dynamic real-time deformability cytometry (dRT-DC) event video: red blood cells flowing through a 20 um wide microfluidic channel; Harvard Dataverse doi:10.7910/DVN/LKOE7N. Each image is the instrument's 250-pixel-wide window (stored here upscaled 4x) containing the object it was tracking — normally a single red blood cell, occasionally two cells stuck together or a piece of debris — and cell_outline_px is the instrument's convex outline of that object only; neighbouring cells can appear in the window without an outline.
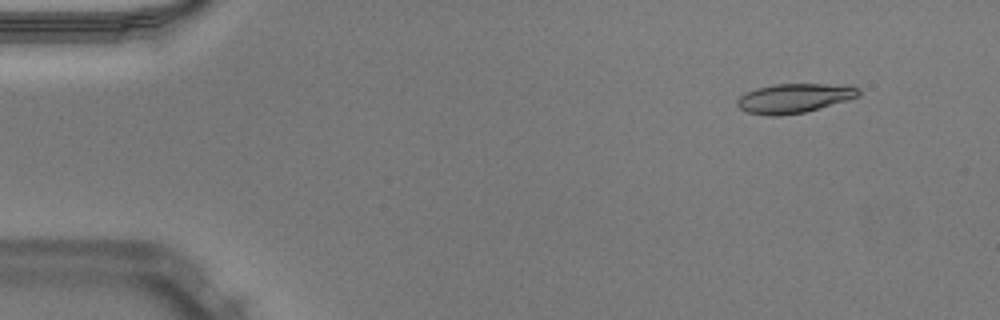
{"species": "Egyptian fruit bat (a non-hibernating species)", "species_latin": "Rousettus aegyptiacus", "temperature_condition": "warm", "stored_images_in_passage": 21, "camera_frame_rate_fps": 3000, "um_per_image_px": 0.085, "animal": {"sex": "male"}, "frame": {"image": 1, "passage_image": 2, "time_ms": 0.333, "image_size_px": [1000, 320], "cell_outline_px": [[860, 96], [848, 100], [804, 112], [780, 116], [768, 116], [744, 112], [736, 104], [736, 100], [744, 92], [756, 88], [776, 84], [852, 84], [860, 88]], "centroid_in_image_um": [67.52, 8.34], "position_along_channel_um": 17.5, "area_um2": 21.15}}
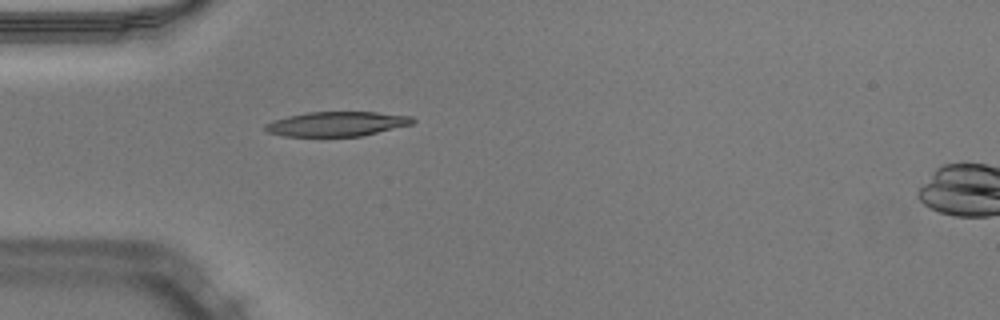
{"frame": {"image": 2, "passage_image": 12, "time_ms": 3.667, "image_size_px": [1000, 320], "cell_outline_px": [[416, 120], [412, 124], [360, 136], [284, 136], [268, 132], [264, 128], [264, 124], [272, 120], [288, 116], [308, 112], [376, 112], [412, 116]], "centroid_in_image_um": [28.61, 10.53], "position_along_channel_um": 56.4, "area_um2": 21.04}}
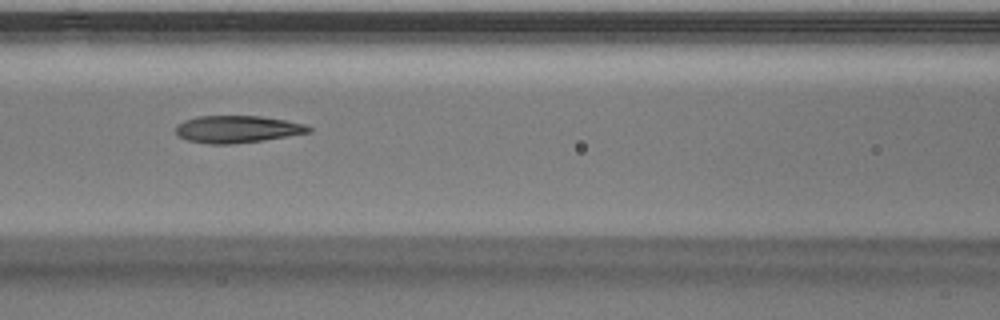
{"frame": {"image": 3, "passage_image": 19, "time_ms": 6.0, "image_size_px": [1000, 320], "cell_outline_px": [[312, 132], [264, 140], [232, 144], [208, 144], [188, 140], [176, 136], [176, 124], [184, 120], [196, 116], [260, 116], [284, 120], [304, 124], [312, 128]], "centroid_in_image_um": [20.13, 10.98], "position_along_channel_um": 146.5, "area_um2": 21.15}}